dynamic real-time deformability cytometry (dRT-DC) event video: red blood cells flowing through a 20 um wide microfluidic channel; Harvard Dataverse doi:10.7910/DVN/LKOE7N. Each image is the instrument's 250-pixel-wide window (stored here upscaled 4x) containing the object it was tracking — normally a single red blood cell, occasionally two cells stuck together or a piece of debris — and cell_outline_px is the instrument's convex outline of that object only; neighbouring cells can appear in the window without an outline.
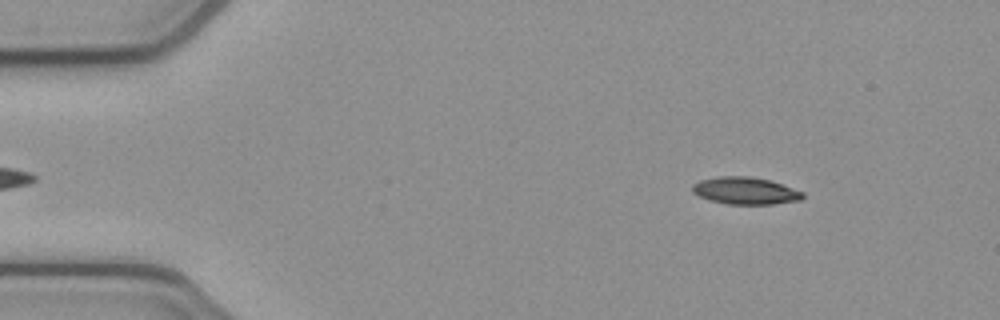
{"species": "common noctule bat (a hibernating species)", "species_latin": "Nyctalus noctula", "temperature_condition": "cold", "stored_images_in_passage": 52, "camera_frame_rate_fps": 3000, "um_per_image_px": 0.085, "animal": {"sex": "female", "body_mass_g": 21.9}, "frame": {"image": 1, "passage_image": 6, "time_ms": 1.667, "image_size_px": [1000, 320], "cell_outline_px": [[804, 196], [800, 200], [772, 204], [728, 204], [708, 200], [692, 192], [692, 184], [700, 180], [716, 176], [748, 176], [768, 180], [804, 192]], "centroid_in_image_um": [63.31, 16.21], "position_along_channel_um": 21.7, "area_um2": 17.4}}
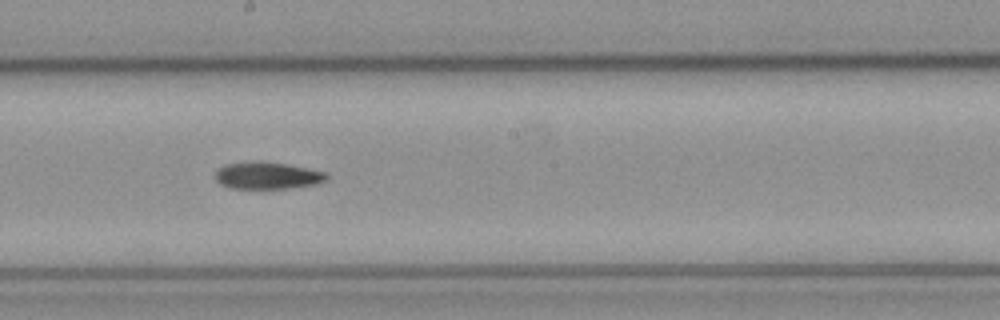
{"frame": {"image": 2, "passage_image": 28, "time_ms": 9.0, "image_size_px": [1000, 320], "cell_outline_px": [[328, 180], [316, 184], [288, 188], [232, 188], [220, 184], [216, 180], [216, 172], [224, 164], [252, 160], [260, 160], [288, 164], [328, 172]], "centroid_in_image_um": [22.76, 14.9], "position_along_channel_um": 225.4, "area_um2": 17.8}}
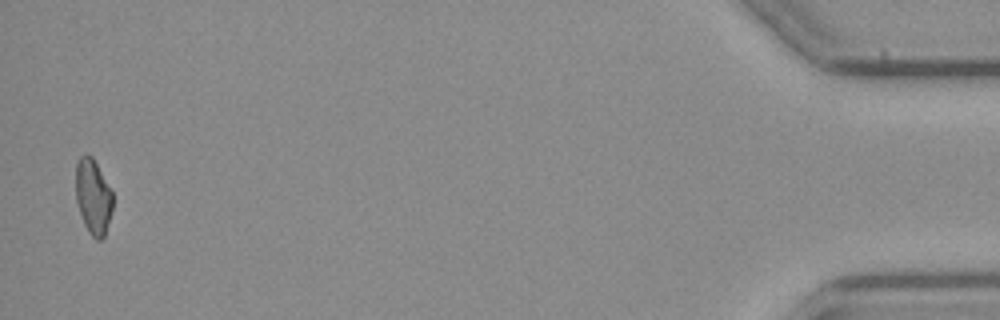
{"frame": {"image": 3, "passage_image": 51, "time_ms": 16.667, "image_size_px": [1000, 320], "cell_outline_px": [[112, 208], [104, 236], [100, 240], [96, 240], [88, 232], [84, 224], [76, 200], [76, 164], [80, 156], [92, 156], [112, 192]], "centroid_in_image_um": [7.9, 16.74], "position_along_channel_um": 427.3, "area_um2": 15.84}}